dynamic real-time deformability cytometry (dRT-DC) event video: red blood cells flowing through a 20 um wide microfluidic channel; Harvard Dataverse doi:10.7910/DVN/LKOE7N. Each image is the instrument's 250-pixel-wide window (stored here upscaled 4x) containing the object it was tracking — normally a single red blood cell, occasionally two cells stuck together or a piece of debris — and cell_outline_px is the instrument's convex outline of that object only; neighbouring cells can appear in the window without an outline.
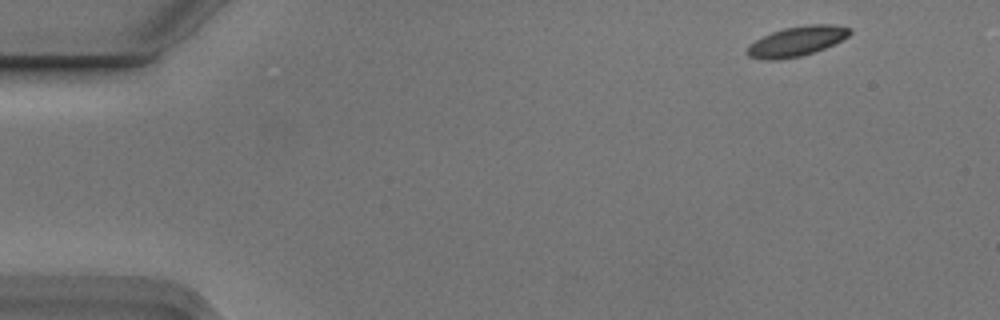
{"species": "Egyptian fruit bat (a non-hibernating species)", "species_latin": "Rousettus aegyptiacus", "temperature_condition": "cold", "stored_images_in_passage": 4, "camera_frame_rate_fps": 3000, "um_per_image_px": 0.085, "animal": {"sex": "male"}, "frame": {"image": 1, "passage_image": 1, "time_ms": 0.0, "image_size_px": [1000, 320], "cell_outline_px": [[852, 32], [848, 36], [824, 48], [800, 56], [776, 60], [764, 60], [748, 56], [744, 52], [748, 44], [772, 32], [784, 28], [808, 24], [832, 24], [852, 28]], "centroid_in_image_um": [67.68, 3.5], "position_along_channel_um": 17.3, "area_um2": 17.8}}
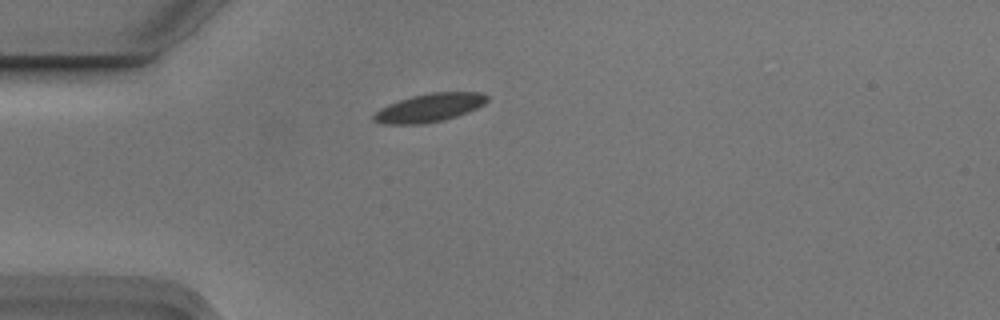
{"frame": {"image": 2, "passage_image": 4, "time_ms": 1.0, "image_size_px": [1000, 320], "cell_outline_px": [[488, 100], [484, 104], [468, 112], [456, 116], [424, 124], [380, 124], [372, 120], [372, 116], [380, 108], [388, 104], [412, 96], [428, 92], [484, 92], [488, 96]], "centroid_in_image_um": [36.49, 9.15], "position_along_channel_um": 48.5, "area_um2": 18.79}}